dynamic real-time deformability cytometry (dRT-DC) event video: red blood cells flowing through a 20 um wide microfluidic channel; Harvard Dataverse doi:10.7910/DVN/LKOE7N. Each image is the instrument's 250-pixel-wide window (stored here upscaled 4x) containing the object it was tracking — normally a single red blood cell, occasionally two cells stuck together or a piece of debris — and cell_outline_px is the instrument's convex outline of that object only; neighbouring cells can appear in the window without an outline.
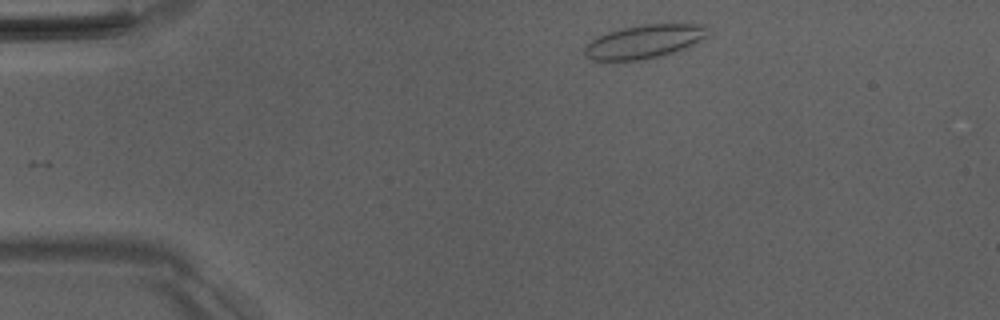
{"species": "Egyptian fruit bat (a non-hibernating species)", "species_latin": "Rousettus aegyptiacus", "temperature_condition": "room temperature", "stored_images_in_passage": 38, "camera_frame_rate_fps": 3000, "um_per_image_px": 0.085, "animal": {"sex": "male"}, "frame": {"image": 1, "passage_image": 3, "time_ms": 0.667, "image_size_px": [1000, 320], "cell_outline_px": [[708, 24], [704, 36], [700, 40], [688, 48], [664, 56], [636, 60], [592, 60], [584, 56], [584, 44], [596, 36], [620, 28], [640, 24]], "centroid_in_image_um": [54.71, 3.53], "position_along_channel_um": 30.3, "area_um2": 24.39}}
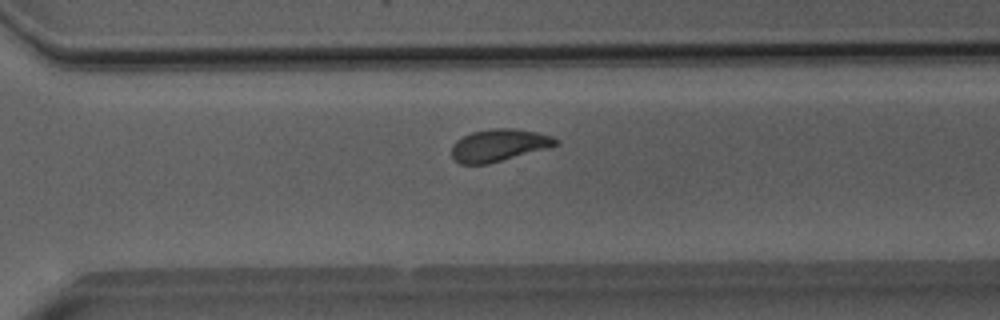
{"frame": {"image": 2, "passage_image": 30, "time_ms": 9.667, "image_size_px": [1000, 320], "cell_outline_px": [[560, 144], [488, 164], [460, 164], [452, 156], [452, 144], [456, 140], [472, 132], [492, 128], [512, 128], [536, 132], [552, 136], [560, 140]], "centroid_in_image_um": [42.4, 12.34], "position_along_channel_um": 328.2, "area_um2": 19.42}}
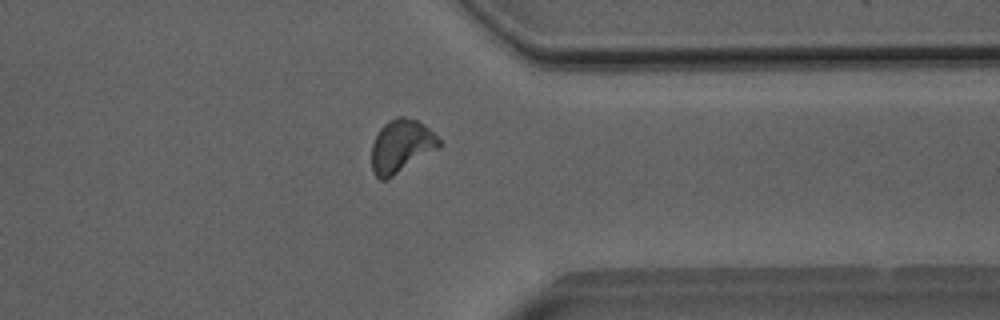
{"frame": {"image": 3, "passage_image": 34, "time_ms": 11.0, "image_size_px": [1000, 320], "cell_outline_px": [[440, 148], [392, 176], [384, 180], [380, 180], [372, 172], [372, 144], [380, 128], [388, 120], [396, 116], [404, 116], [416, 120], [424, 124], [440, 140]], "centroid_in_image_um": [34.1, 12.4], "position_along_channel_um": 377.3, "area_um2": 20.75}, "authors_computed_cell_mechanics": {"area_um2": 20.2011, "velocity_mm_per_s": 4.0004, "shape_relaxation_time_tau1_ms": 5.4374, "shape_relaxation_time_tau2_ms": 2.2998, "deformation_change_tau1": 0.1256, "deformation_change_tau2": 0.0561}}